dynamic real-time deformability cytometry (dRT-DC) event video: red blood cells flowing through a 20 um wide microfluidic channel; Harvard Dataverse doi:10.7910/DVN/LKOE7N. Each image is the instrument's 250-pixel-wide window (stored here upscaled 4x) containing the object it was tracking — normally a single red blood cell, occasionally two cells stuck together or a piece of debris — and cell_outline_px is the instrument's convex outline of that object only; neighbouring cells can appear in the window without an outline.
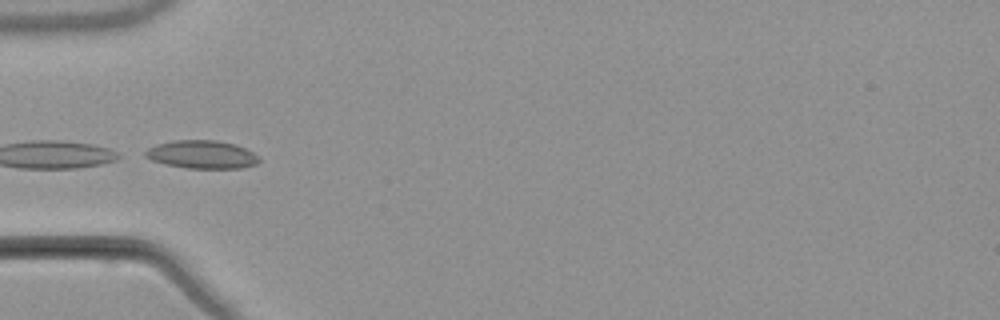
{"species": "common noctule bat (a hibernating species)", "species_latin": "Nyctalus noctula", "temperature_condition": "warm", "stored_images_in_passage": 5, "camera_frame_rate_fps": 3000, "um_per_image_px": 0.085, "animal": {"sex": "male", "body_mass_g": 21.5, "forearm_length_mm": 52.0}, "frame": {"image": 1, "passage_image": 5, "time_ms": 4.667, "image_size_px": [1000, 320], "cell_outline_px": [[260, 160], [256, 164], [244, 168], [188, 168], [164, 164], [152, 160], [144, 156], [144, 152], [148, 148], [156, 144], [172, 140], [216, 140], [232, 144], [244, 148], [252, 152]], "centroid_in_image_um": [17.11, 13.13], "position_along_channel_um": 67.9, "area_um2": 18.55}}